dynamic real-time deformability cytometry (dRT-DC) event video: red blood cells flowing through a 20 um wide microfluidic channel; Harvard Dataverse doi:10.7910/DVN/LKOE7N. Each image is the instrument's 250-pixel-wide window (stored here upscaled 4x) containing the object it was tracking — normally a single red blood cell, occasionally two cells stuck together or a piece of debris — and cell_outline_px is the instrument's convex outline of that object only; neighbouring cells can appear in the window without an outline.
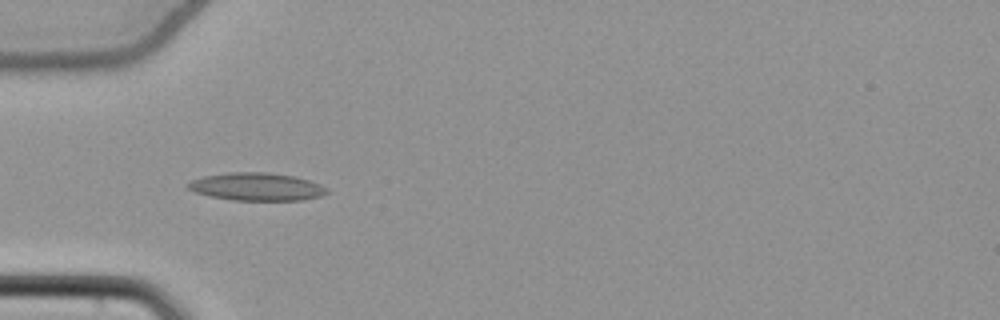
{"species": "common noctule bat (a hibernating species)", "species_latin": "Nyctalus noctula", "temperature_condition": "cold", "stored_images_in_passage": 37, "camera_frame_rate_fps": 3000, "um_per_image_px": 0.085, "animal": {"sex": "female", "body_mass_g": 22.7, "forearm_length_mm": 54.2}, "frame": {"image": 1, "passage_image": 1, "time_ms": 0.0, "image_size_px": [1000, 320], "cell_outline_px": [[328, 192], [320, 196], [304, 200], [232, 200], [212, 196], [196, 192], [188, 188], [184, 184], [192, 180], [204, 176], [228, 172], [268, 172], [292, 176], [308, 180], [320, 184], [328, 188]], "centroid_in_image_um": [21.81, 15.87], "position_along_channel_um": 63.2, "area_um2": 22.43}}
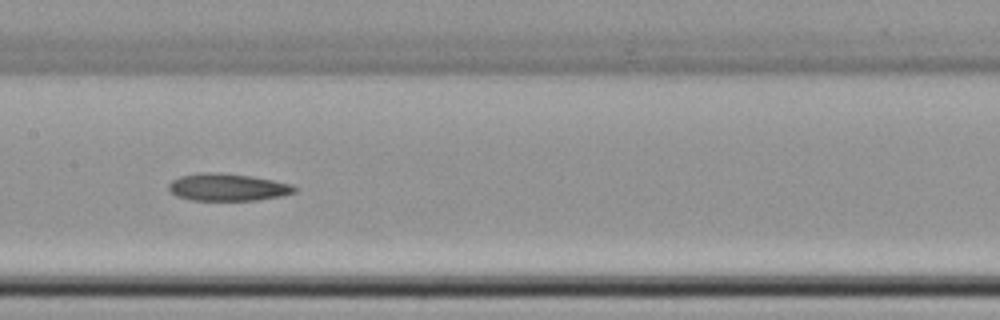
{"frame": {"image": 2, "passage_image": 11, "time_ms": 3.333, "image_size_px": [1000, 320], "cell_outline_px": [[296, 192], [280, 196], [256, 200], [192, 200], [176, 196], [168, 188], [168, 184], [172, 180], [180, 176], [200, 172], [220, 172], [248, 176], [272, 180], [292, 184], [296, 188]], "centroid_in_image_um": [19.32, 15.91], "position_along_channel_um": 188.1, "area_um2": 19.94}}
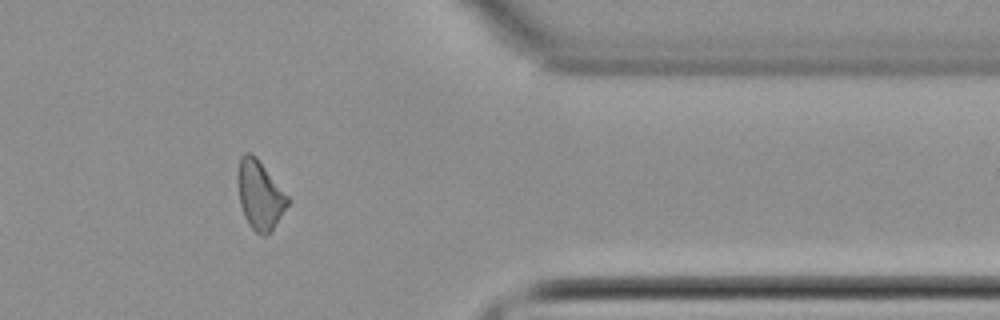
{"frame": {"image": 3, "passage_image": 28, "time_ms": 9.0, "image_size_px": [1000, 320], "cell_outline_px": [[288, 204], [272, 228], [264, 236], [260, 236], [248, 224], [244, 216], [240, 204], [236, 176], [240, 156], [244, 152], [248, 152], [256, 156], [288, 196]], "centroid_in_image_um": [22.03, 16.53], "position_along_channel_um": 389.4, "area_um2": 19.83}, "authors_computed_cell_mechanics": {"area_um2": 19.9988, "velocity_mm_per_s": 3.8547, "shape_relaxation_time_tau1_ms": null, "shape_relaxation_time_tau2_ms": 3.9852, "deformation_change_tau1": null, "deformation_change_tau2": 0.1017}}